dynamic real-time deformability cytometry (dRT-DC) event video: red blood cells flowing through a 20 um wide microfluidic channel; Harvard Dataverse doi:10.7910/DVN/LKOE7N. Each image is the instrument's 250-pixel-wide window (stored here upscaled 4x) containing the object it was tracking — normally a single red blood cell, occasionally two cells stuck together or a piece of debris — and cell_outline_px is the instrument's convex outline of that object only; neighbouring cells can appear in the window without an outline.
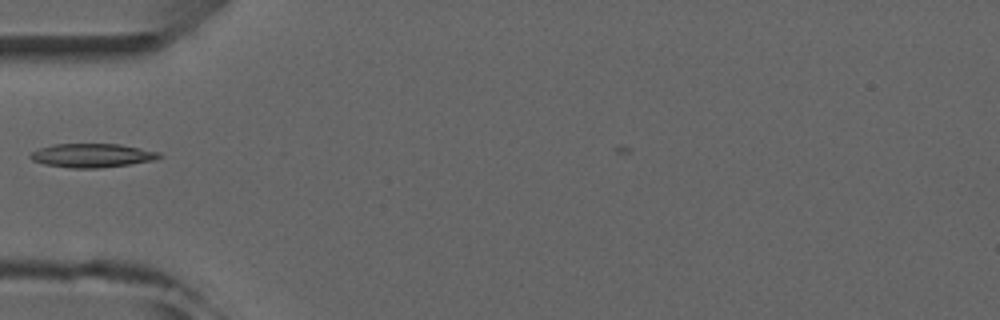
{"species": "common noctule bat (a hibernating species)", "species_latin": "Nyctalus noctula", "temperature_condition": "room temperature", "stored_images_in_passage": 3, "camera_frame_rate_fps": 3000, "um_per_image_px": 0.085, "animal": {"sex": "male", "forearm_length_mm": 52.5}, "frame": {"image": 1, "passage_image": 3, "time_ms": 2.333, "image_size_px": [1000, 320], "cell_outline_px": [[164, 156], [156, 160], [100, 168], [68, 168], [44, 164], [32, 160], [28, 156], [32, 152], [40, 148], [52, 144], [120, 144], [160, 152]], "centroid_in_image_um": [7.84, 13.21], "position_along_channel_um": 77.2, "area_um2": 17.98}}